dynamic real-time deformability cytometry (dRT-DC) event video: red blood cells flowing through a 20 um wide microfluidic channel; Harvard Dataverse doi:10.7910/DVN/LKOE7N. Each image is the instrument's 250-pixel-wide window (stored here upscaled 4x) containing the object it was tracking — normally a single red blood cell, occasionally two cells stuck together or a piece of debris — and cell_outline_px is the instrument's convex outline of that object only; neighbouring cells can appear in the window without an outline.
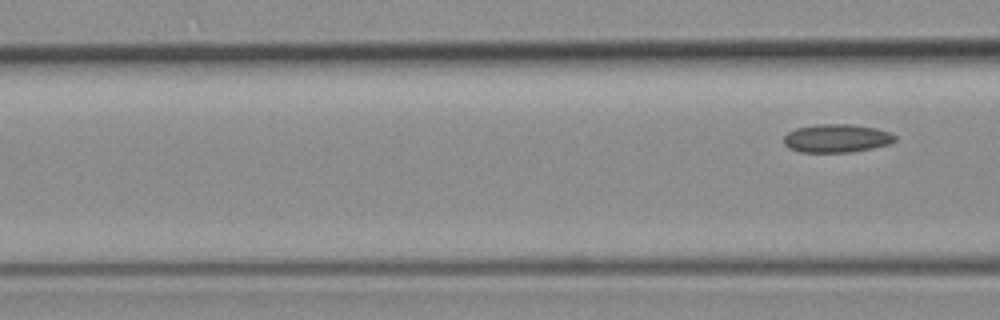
{"species": "common noctule bat (a hibernating species)", "species_latin": "Nyctalus noctula", "temperature_condition": "room temperature", "stored_images_in_passage": 3, "segment_of_instrument_passage": [2, 2], "camera_frame_rate_fps": 3000, "um_per_image_px": 0.085, "animal": {"sex": "female", "body_mass_g": 19.3, "forearm_length_mm": 54.1}, "frame": {"image": 1, "passage_image": 3, "time_ms": 3.333, "image_size_px": [1000, 320], "cell_outline_px": [[896, 140], [888, 144], [872, 148], [852, 152], [800, 152], [788, 148], [784, 144], [784, 136], [788, 132], [796, 128], [816, 124], [852, 124], [876, 128], [888, 132], [896, 136]], "centroid_in_image_um": [71.09, 11.75], "position_along_channel_um": 95.5, "area_um2": 18.38}}